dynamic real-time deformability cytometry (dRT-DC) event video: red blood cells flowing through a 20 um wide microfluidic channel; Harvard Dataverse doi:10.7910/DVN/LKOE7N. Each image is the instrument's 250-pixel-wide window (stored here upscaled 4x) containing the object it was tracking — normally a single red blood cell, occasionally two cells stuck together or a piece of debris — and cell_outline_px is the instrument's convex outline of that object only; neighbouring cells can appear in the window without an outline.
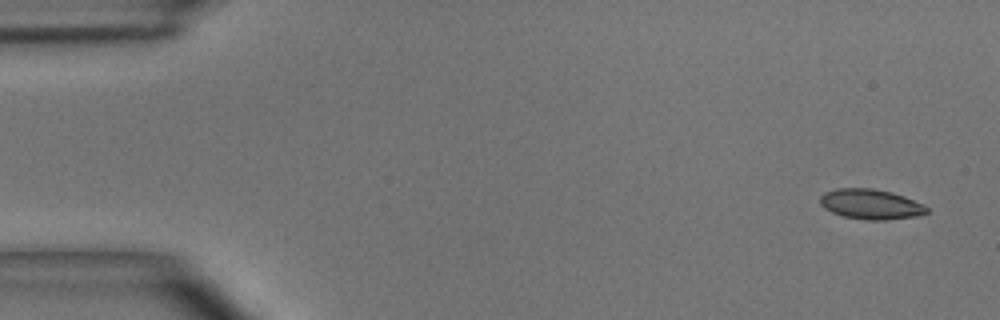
{"species": "common noctule bat (a hibernating species)", "species_latin": "Nyctalus noctula", "temperature_condition": "room temperature", "stored_images_in_passage": 3, "camera_frame_rate_fps": 3000, "um_per_image_px": 0.085, "animal": {"sex": "male", "body_mass_g": 15.6}, "frame": {"image": 1, "passage_image": 1, "time_ms": 0.0, "image_size_px": [1000, 320], "cell_outline_px": [[928, 212], [916, 216], [888, 220], [868, 220], [844, 216], [832, 212], [824, 208], [820, 204], [820, 196], [824, 192], [836, 188], [872, 188], [892, 192], [904, 196], [924, 204], [928, 208]], "centroid_in_image_um": [74.01, 17.35], "position_along_channel_um": 11.0, "area_um2": 18.79}}